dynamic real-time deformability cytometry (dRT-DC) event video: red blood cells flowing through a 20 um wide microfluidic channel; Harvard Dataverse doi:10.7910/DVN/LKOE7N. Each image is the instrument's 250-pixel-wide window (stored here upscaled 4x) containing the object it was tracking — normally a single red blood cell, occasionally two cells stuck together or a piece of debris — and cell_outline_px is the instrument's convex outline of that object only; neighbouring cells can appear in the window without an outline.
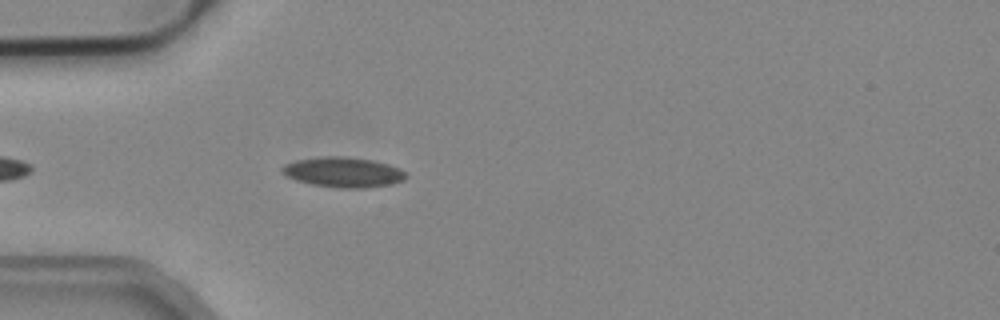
{"species": "common noctule bat (a hibernating species)", "species_latin": "Nyctalus noctula", "temperature_condition": "cold", "stored_images_in_passage": 19, "camera_frame_rate_fps": 3000, "um_per_image_px": 0.085, "animal": {"sex": "male", "body_mass_g": 19.2, "forearm_length_mm": 51.8}, "frame": {"image": 1, "passage_image": 3, "time_ms": 0.667, "image_size_px": [1000, 320], "cell_outline_px": [[404, 180], [392, 184], [364, 188], [340, 188], [312, 184], [296, 180], [284, 176], [280, 172], [280, 168], [284, 164], [296, 160], [324, 156], [344, 156], [372, 160], [388, 164], [400, 168], [404, 172]], "centroid_in_image_um": [29.12, 14.63], "position_along_channel_um": 55.9, "area_um2": 21.79}}